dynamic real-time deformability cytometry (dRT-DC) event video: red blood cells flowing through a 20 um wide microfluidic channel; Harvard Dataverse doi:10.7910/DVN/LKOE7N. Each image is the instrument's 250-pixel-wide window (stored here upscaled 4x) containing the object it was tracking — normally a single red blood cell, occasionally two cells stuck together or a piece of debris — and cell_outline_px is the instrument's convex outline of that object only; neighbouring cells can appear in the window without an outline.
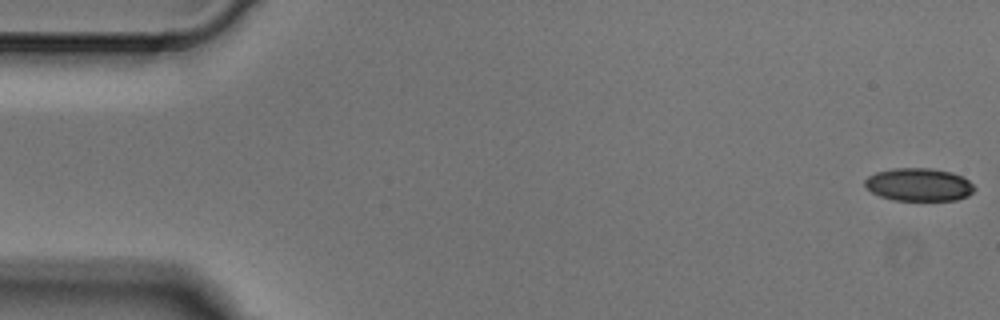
{"species": "Egyptian fruit bat (a non-hibernating species)", "species_latin": "Rousettus aegyptiacus", "temperature_condition": "cold", "stored_images_in_passage": 5, "camera_frame_rate_fps": 3000, "um_per_image_px": 0.085, "animal": {"sex": "male"}, "frame": {"image": 1, "passage_image": 1, "time_ms": 0.0, "image_size_px": [1000, 320], "cell_outline_px": [[976, 188], [968, 196], [956, 200], [896, 200], [880, 196], [872, 192], [864, 184], [864, 180], [868, 176], [876, 172], [896, 168], [928, 168], [952, 172], [968, 180]], "centroid_in_image_um": [78.1, 15.69], "position_along_channel_um": 6.9, "area_um2": 20.87}}